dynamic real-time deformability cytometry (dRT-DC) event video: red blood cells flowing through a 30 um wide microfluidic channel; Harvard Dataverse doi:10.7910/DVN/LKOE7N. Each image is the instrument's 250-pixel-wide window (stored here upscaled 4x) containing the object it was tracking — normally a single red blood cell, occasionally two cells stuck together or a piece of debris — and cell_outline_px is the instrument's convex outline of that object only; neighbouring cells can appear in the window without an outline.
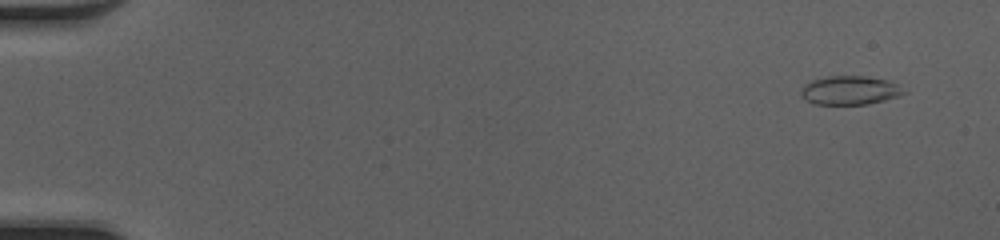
{"species": "common noctule bat (a hibernating species)", "species_latin": "Nyctalus noctula", "temperature_condition": "cold", "stored_images_in_passage": 51, "camera_frame_rate_fps": 3000, "um_per_image_px": 0.085, "animal": {"sex": "female", "body_mass_g": 20.0, "forearm_length_mm": 54.0}, "frame": {"image": 1, "passage_image": 4, "time_ms": 1.0, "image_size_px": [1000, 240], "cell_outline_px": [[908, 92], [900, 96], [868, 104], [812, 104], [804, 100], [800, 96], [800, 88], [804, 84], [812, 80], [828, 76], [864, 76], [888, 80], [896, 84]], "centroid_in_image_um": [72.2, 7.68], "position_along_channel_um": 12.8, "area_um2": 17.46}}
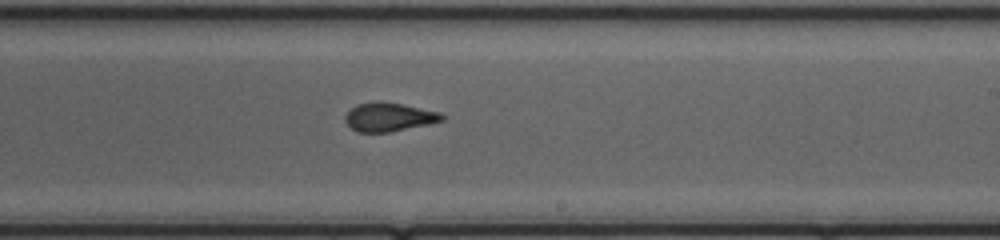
{"frame": {"image": 2, "passage_image": 32, "time_ms": 10.333, "image_size_px": [1000, 240], "cell_outline_px": [[448, 116], [444, 120], [428, 124], [392, 132], [356, 132], [344, 120], [344, 116], [356, 104], [376, 100], [380, 100], [404, 104], [440, 112]], "centroid_in_image_um": [33.09, 9.93], "position_along_channel_um": 255.9, "area_um2": 16.53}}
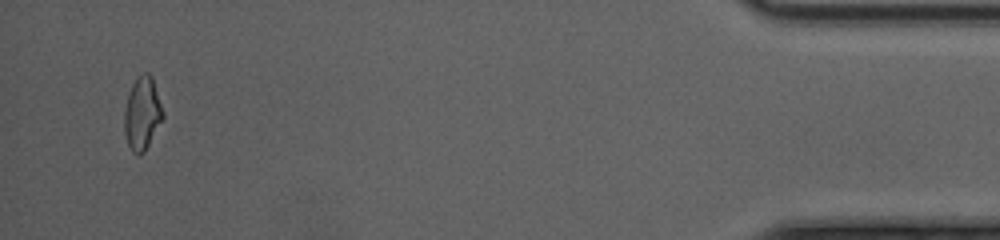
{"frame": {"image": 3, "passage_image": 49, "time_ms": 16.0, "image_size_px": [1000, 240], "cell_outline_px": [[164, 116], [144, 152], [140, 156], [136, 156], [132, 152], [128, 144], [124, 132], [124, 112], [128, 96], [132, 84], [136, 76], [144, 72], [148, 72], [152, 76], [164, 112]], "centroid_in_image_um": [12.09, 9.64], "position_along_channel_um": 423.1, "area_um2": 16.47}, "authors_computed_cell_mechanics": {"area_um2": 16.8198, "velocity_mm_per_s": 4.2429, "shape_relaxation_time_tau1_ms": null, "shape_relaxation_time_tau2_ms": 0.7519, "deformation_change_tau1": null, "deformation_change_tau2": 0.0614}}